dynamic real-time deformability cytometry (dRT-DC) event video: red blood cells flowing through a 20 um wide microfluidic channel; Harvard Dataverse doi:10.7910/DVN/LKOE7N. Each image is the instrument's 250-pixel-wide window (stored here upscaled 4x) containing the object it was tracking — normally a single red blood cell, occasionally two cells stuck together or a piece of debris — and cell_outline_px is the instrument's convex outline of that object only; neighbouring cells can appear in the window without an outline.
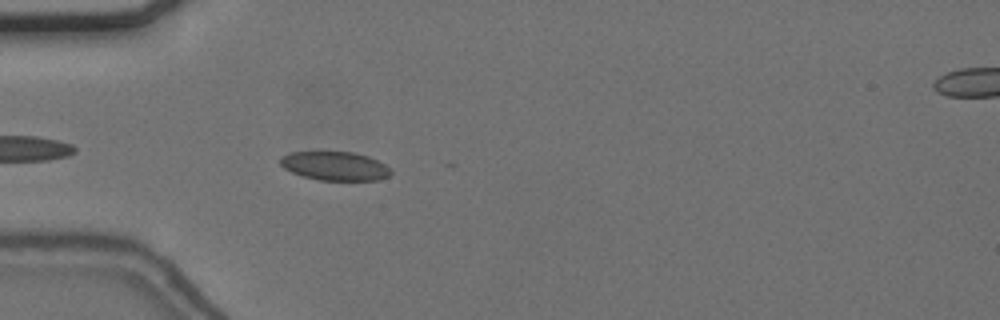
{"species": "common noctule bat (a hibernating species)", "species_latin": "Nyctalus noctula", "temperature_condition": "cold", "stored_images_in_passage": 12, "camera_frame_rate_fps": 3000, "um_per_image_px": 0.085, "animal": {"sex": "female", "body_mass_g": 24.6, "forearm_length_mm": 56.2}, "frame": {"image": 1, "passage_image": 4, "time_ms": 1.0, "image_size_px": [1000, 320], "cell_outline_px": [[392, 172], [388, 176], [380, 180], [320, 180], [304, 176], [292, 172], [284, 168], [280, 164], [280, 156], [292, 152], [352, 152], [368, 156], [384, 164]], "centroid_in_image_um": [28.45, 14.11], "position_along_channel_um": 56.5, "area_um2": 18.38}}
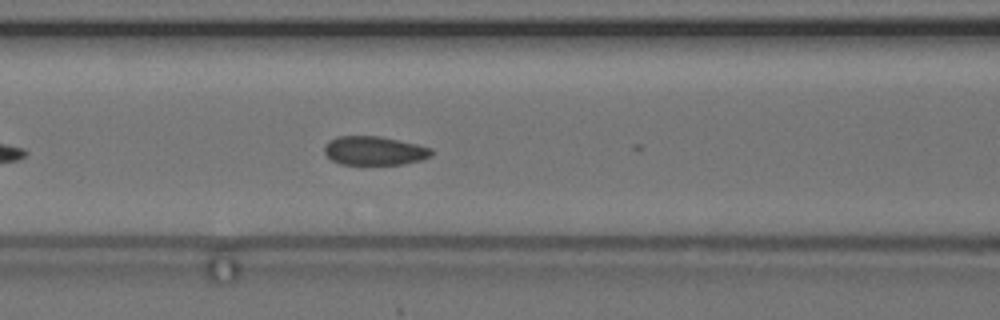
{"frame": {"image": 2, "passage_image": 11, "time_ms": 3.333, "image_size_px": [1000, 320], "cell_outline_px": [[432, 156], [420, 160], [404, 164], [340, 164], [332, 160], [324, 152], [324, 144], [328, 140], [336, 136], [380, 136], [416, 144], [432, 148]], "centroid_in_image_um": [31.79, 12.8], "position_along_channel_um": 134.8, "area_um2": 18.03}}